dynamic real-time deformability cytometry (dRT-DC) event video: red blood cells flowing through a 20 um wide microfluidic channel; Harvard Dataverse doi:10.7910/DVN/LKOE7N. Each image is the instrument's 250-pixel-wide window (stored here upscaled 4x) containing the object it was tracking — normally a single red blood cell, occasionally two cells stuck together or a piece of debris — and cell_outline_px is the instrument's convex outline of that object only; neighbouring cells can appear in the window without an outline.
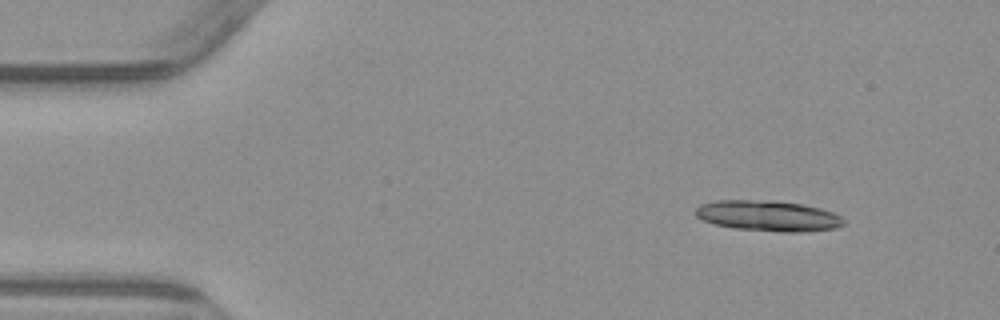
{"species": "common noctule bat (a hibernating species)", "species_latin": "Nyctalus noctula", "temperature_condition": "warm", "stored_images_in_passage": 6, "camera_frame_rate_fps": 3000, "um_per_image_px": 0.085, "animal": {"sex": "male", "body_mass_g": 23.1, "forearm_length_mm": 52.7}, "frame": {"image": 1, "passage_image": 2, "time_ms": 1.333, "image_size_px": [1000, 320], "cell_outline_px": [[844, 224], [836, 228], [804, 232], [780, 232], [732, 228], [716, 224], [704, 220], [696, 216], [696, 208], [700, 204], [716, 200], [772, 200], [804, 204], [820, 208], [832, 212], [840, 216], [844, 220]], "centroid_in_image_um": [65.3, 18.34], "position_along_channel_um": 19.7, "area_um2": 26.59}}